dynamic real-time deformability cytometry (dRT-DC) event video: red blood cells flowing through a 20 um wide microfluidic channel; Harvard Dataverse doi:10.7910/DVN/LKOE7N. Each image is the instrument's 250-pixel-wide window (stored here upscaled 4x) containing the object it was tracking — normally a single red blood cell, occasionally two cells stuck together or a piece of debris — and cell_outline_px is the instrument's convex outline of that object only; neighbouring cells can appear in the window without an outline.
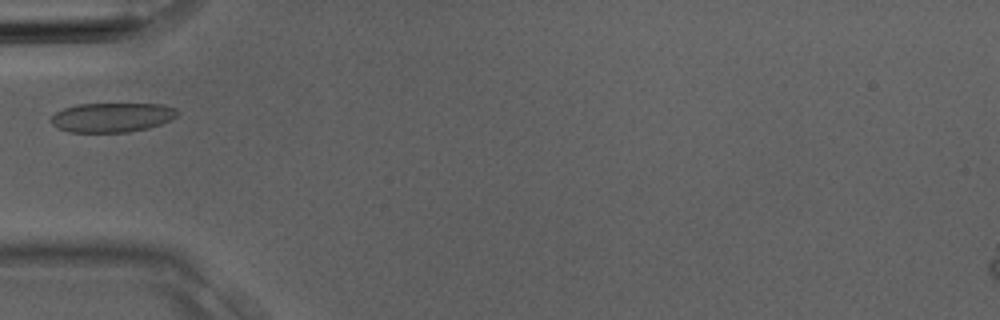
{"species": "Egyptian fruit bat (a non-hibernating species)", "species_latin": "Rousettus aegyptiacus", "temperature_condition": "room temperature", "stored_images_in_passage": 2, "camera_frame_rate_fps": 3000, "um_per_image_px": 0.085, "animal": {"sex": "male"}, "frame": {"image": 1, "passage_image": 2, "time_ms": 0.333, "image_size_px": [1000, 320], "cell_outline_px": [[180, 112], [176, 116], [160, 124], [148, 128], [128, 132], [68, 132], [56, 128], [52, 124], [52, 116], [56, 112], [64, 108], [76, 104], [160, 104], [176, 108]], "centroid_in_image_um": [9.51, 9.98], "position_along_channel_um": 75.5, "area_um2": 21.62}}